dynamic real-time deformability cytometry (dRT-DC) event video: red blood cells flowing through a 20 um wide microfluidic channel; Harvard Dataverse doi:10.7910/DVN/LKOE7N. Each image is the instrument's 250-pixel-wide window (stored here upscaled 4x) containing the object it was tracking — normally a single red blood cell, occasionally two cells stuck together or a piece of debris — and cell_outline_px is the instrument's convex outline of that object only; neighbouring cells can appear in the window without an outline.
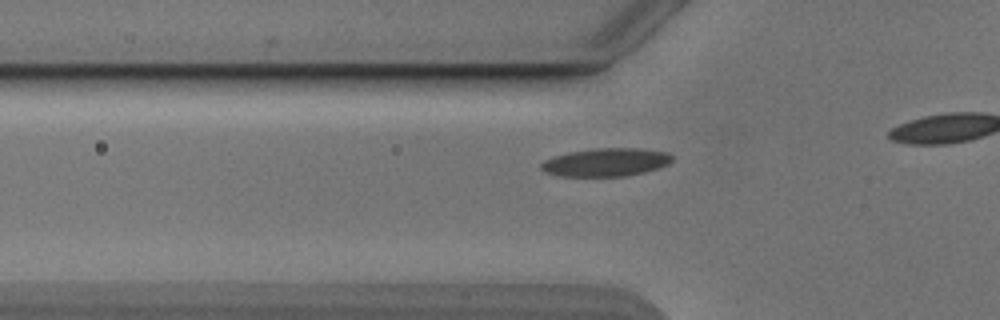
{"species": "Egyptian fruit bat (a non-hibernating species)", "species_latin": "Rousettus aegyptiacus", "temperature_condition": "cold", "stored_images_in_passage": 10, "camera_frame_rate_fps": 3000, "um_per_image_px": 0.085, "animal": {"sex": "male"}, "frame": {"image": 1, "passage_image": 4, "time_ms": 1.0, "image_size_px": [1000, 320], "cell_outline_px": [[672, 160], [668, 164], [644, 172], [624, 176], [560, 176], [544, 172], [540, 168], [540, 164], [544, 160], [552, 156], [568, 152], [596, 148], [644, 148], [668, 152], [672, 156]], "centroid_in_image_um": [51.47, 13.78], "position_along_channel_um": 74.3, "area_um2": 21.62}}
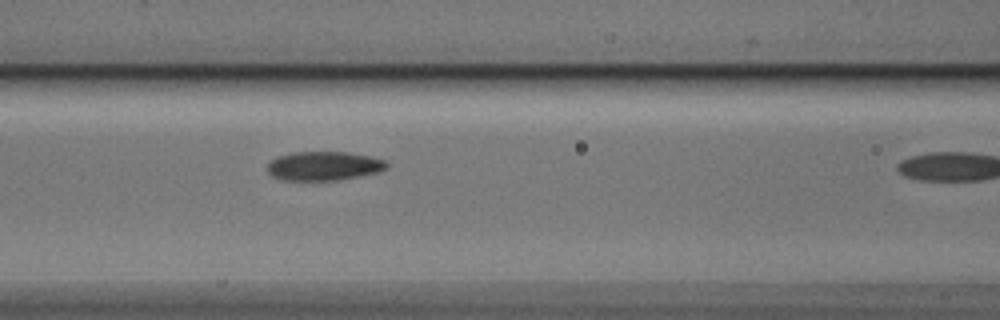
{"frame": {"image": 2, "passage_image": 9, "time_ms": 2.667, "image_size_px": [1000, 320], "cell_outline_px": [[388, 168], [380, 172], [340, 180], [280, 180], [272, 176], [268, 172], [268, 164], [276, 156], [292, 152], [348, 152], [368, 156], [384, 160], [388, 164]], "centroid_in_image_um": [27.53, 14.11], "position_along_channel_um": 139.1, "area_um2": 20.29}}